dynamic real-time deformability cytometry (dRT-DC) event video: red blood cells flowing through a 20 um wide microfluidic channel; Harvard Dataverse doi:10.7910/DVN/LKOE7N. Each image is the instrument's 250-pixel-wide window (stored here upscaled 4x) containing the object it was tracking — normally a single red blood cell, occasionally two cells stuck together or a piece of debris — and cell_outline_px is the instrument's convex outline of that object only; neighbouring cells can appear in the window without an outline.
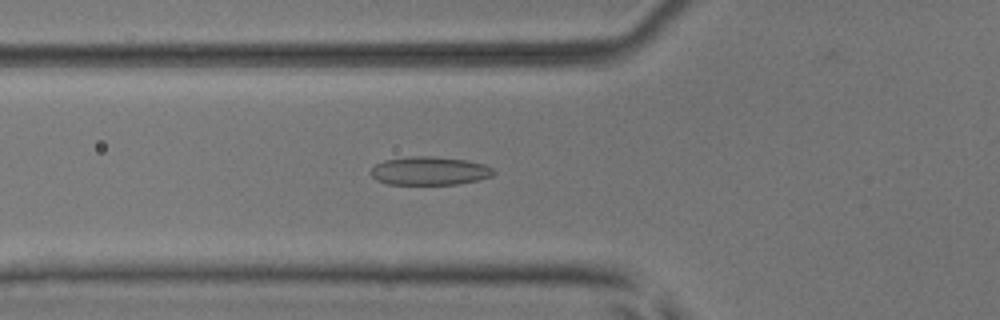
{"species": "common noctule bat (a hibernating species)", "species_latin": "Nyctalus noctula", "temperature_condition": "room temperature", "stored_images_in_passage": 45, "camera_frame_rate_fps": 3000, "um_per_image_px": 0.085, "animal": {"sex": "male", "body_mass_g": 17.9, "forearm_length_mm": 54.2}, "frame": {"image": 1, "passage_image": 11, "time_ms": 3.333, "image_size_px": [1000, 320], "cell_outline_px": [[496, 172], [492, 176], [476, 180], [456, 184], [388, 184], [376, 180], [368, 172], [376, 164], [384, 160], [408, 156], [432, 156], [468, 160], [484, 164], [492, 168]], "centroid_in_image_um": [36.49, 14.51], "position_along_channel_um": 89.3, "area_um2": 20.4}}
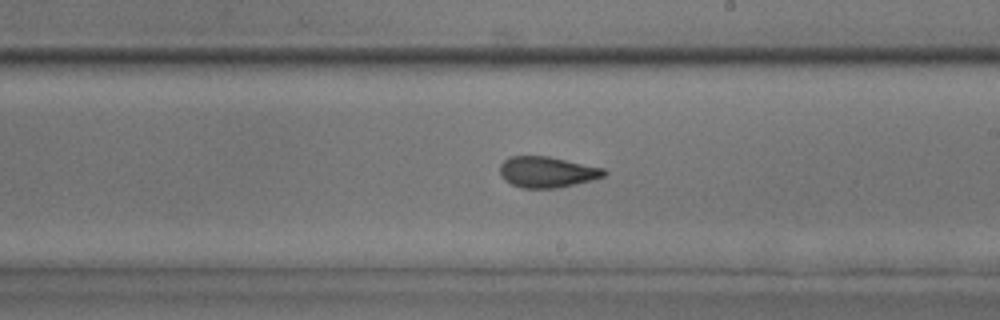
{"frame": {"image": 2, "passage_image": 23, "time_ms": 7.333, "image_size_px": [1000, 320], "cell_outline_px": [[608, 172], [604, 176], [592, 180], [576, 184], [556, 188], [520, 188], [504, 180], [500, 176], [500, 164], [508, 156], [548, 156], [604, 168]], "centroid_in_image_um": [46.48, 14.62], "position_along_channel_um": 242.5, "area_um2": 18.9}}
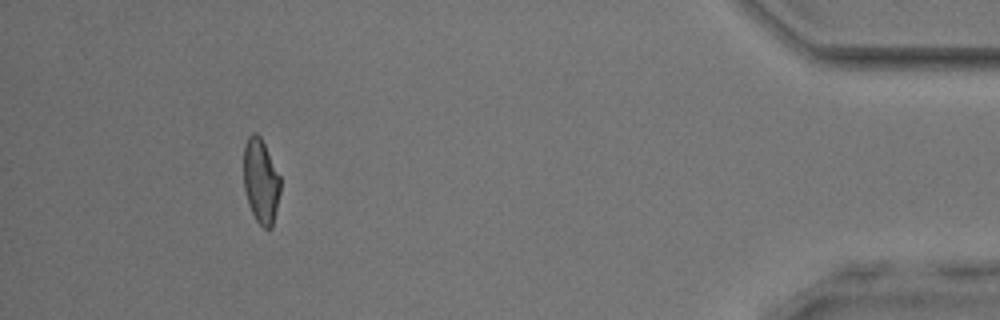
{"frame": {"image": 3, "passage_image": 41, "time_ms": 13.333, "image_size_px": [1000, 320], "cell_outline_px": [[280, 192], [272, 228], [264, 228], [256, 220], [248, 204], [244, 188], [244, 144], [248, 136], [252, 132], [256, 132], [260, 136], [280, 176]], "centroid_in_image_um": [22.16, 15.38], "position_along_channel_um": 413.0, "area_um2": 18.03}, "authors_computed_cell_mechanics": {"area_um2": 19.0162, "velocity_mm_per_s": 3.8346, "shape_relaxation_time_tau1_ms": 7.0341, "shape_relaxation_time_tau2_ms": 1.7605, "deformation_change_tau1": 0.1678, "deformation_change_tau2": 0.0858}}